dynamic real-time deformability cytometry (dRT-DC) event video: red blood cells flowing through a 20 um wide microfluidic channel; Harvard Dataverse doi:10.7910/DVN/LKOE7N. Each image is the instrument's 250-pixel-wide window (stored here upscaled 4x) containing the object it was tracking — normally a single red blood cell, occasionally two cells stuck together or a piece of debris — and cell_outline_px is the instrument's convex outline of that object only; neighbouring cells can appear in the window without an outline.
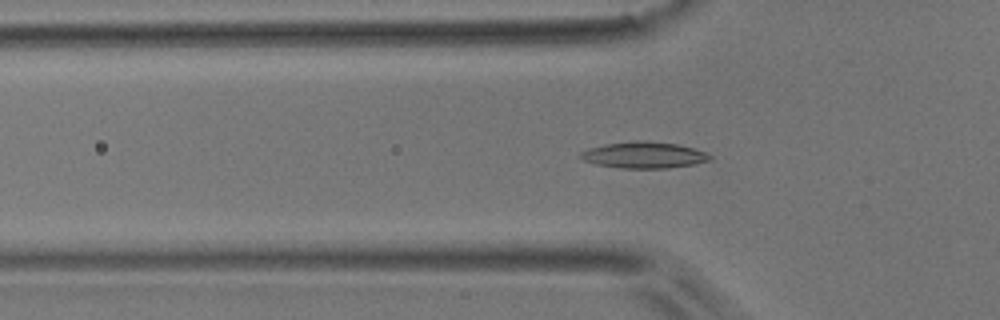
{"species": "common noctule bat (a hibernating species)", "species_latin": "Nyctalus noctula", "temperature_condition": "room temperature", "stored_images_in_passage": 51, "camera_frame_rate_fps": 3000, "um_per_image_px": 0.085, "animal": {"sex": "male", "body_mass_g": 17.9}, "frame": {"image": 1, "passage_image": 16, "time_ms": 5.0, "image_size_px": [1000, 320], "cell_outline_px": [[712, 160], [696, 164], [668, 168], [620, 168], [596, 164], [584, 160], [580, 156], [580, 152], [588, 148], [604, 144], [636, 140], [676, 144], [692, 148], [704, 152], [712, 156]], "centroid_in_image_um": [54.73, 13.18], "position_along_channel_um": 71.1, "area_um2": 19.77}}
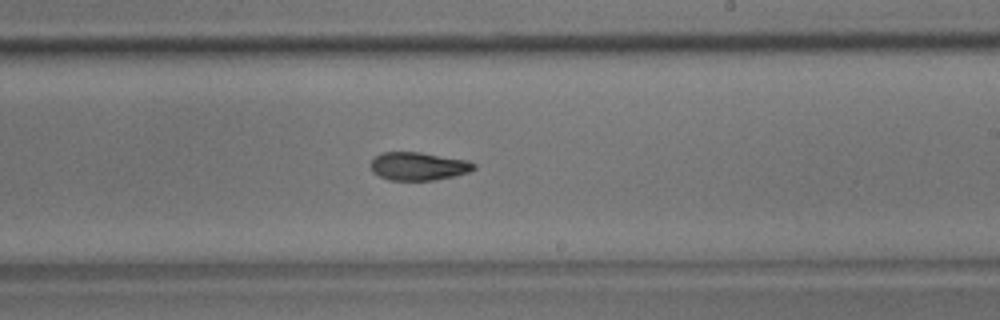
{"frame": {"image": 2, "passage_image": 30, "time_ms": 9.667, "image_size_px": [1000, 320], "cell_outline_px": [[476, 168], [468, 172], [456, 176], [432, 180], [388, 180], [372, 172], [368, 164], [380, 152], [420, 152], [468, 160], [476, 164]], "centroid_in_image_um": [35.55, 14.12], "position_along_channel_um": 253.5, "area_um2": 17.11}}
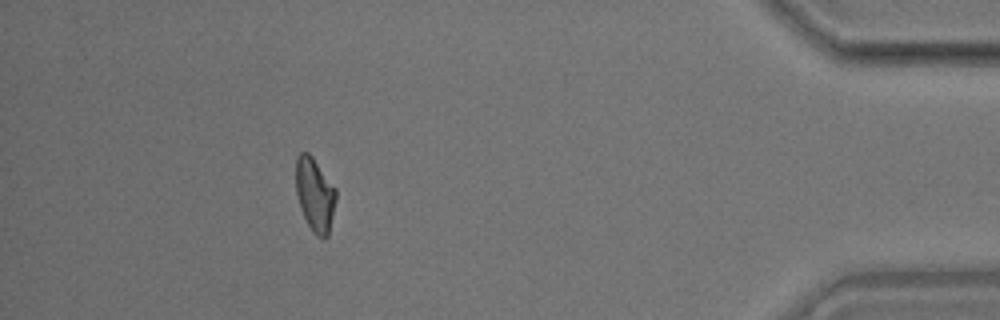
{"frame": {"image": 3, "passage_image": 46, "time_ms": 15.0, "image_size_px": [1000, 320], "cell_outline_px": [[336, 200], [328, 236], [324, 240], [316, 236], [312, 232], [300, 208], [296, 192], [296, 156], [300, 152], [308, 152], [312, 156], [336, 188]], "centroid_in_image_um": [26.77, 16.55], "position_along_channel_um": 408.4, "area_um2": 17.34}, "authors_computed_cell_mechanics": {"area_um2": 17.4556, "velocity_mm_per_s": 3.8955, "shape_relaxation_time_tau1_ms": 3.8828, "shape_relaxation_time_tau2_ms": 2.9606, "deformation_change_tau1": 0.1389, "deformation_change_tau2": 0.0856}}